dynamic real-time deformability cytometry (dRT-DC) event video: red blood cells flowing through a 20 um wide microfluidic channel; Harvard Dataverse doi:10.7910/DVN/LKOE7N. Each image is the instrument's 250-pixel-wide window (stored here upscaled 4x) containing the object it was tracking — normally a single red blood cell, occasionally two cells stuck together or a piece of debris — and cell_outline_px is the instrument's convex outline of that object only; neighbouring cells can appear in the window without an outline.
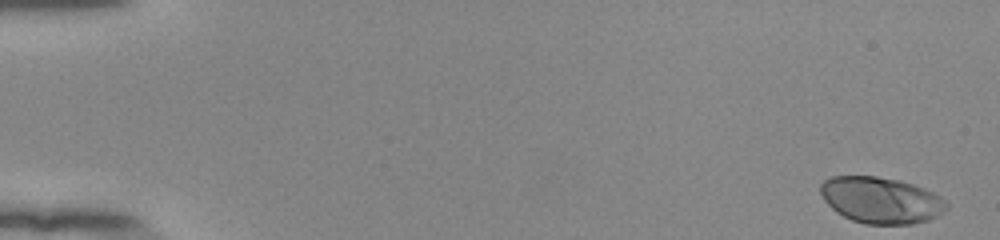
{"species": "human", "species_latin": "Homo sapiens", "temperature_condition": "room temperature", "stored_images_in_passage": 18, "camera_frame_rate_fps": 3000, "um_per_image_px": 0.085, "donor": {"sex": "female"}, "frame": {"image": 1, "passage_image": 1, "time_ms": 0.0, "image_size_px": [1000, 240], "cell_outline_px": [[948, 208], [944, 212], [928, 220], [912, 224], [864, 224], [852, 220], [836, 212], [824, 200], [820, 192], [820, 184], [824, 180], [832, 176], [876, 176], [900, 180], [924, 188], [940, 196], [948, 204]], "centroid_in_image_um": [74.88, 17.01], "position_along_channel_um": 10.1, "area_um2": 34.1}}
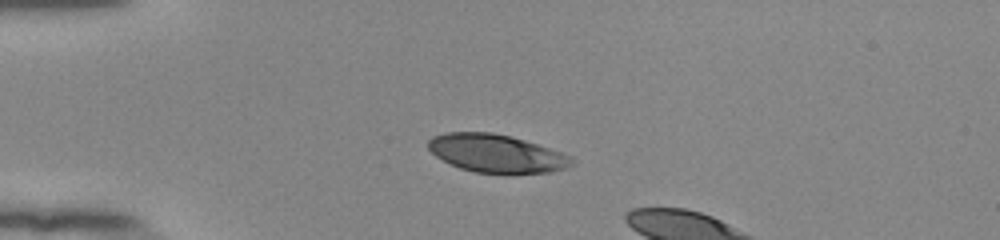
{"frame": {"image": 2, "passage_image": 14, "time_ms": 4.333, "image_size_px": [1000, 240], "cell_outline_px": [[572, 164], [564, 168], [548, 172], [508, 176], [472, 172], [460, 168], [436, 156], [428, 148], [428, 140], [432, 136], [444, 132], [492, 132], [512, 136], [560, 152], [568, 156], [572, 160]], "centroid_in_image_um": [42.15, 13.07], "position_along_channel_um": 42.8, "area_um2": 32.25}}